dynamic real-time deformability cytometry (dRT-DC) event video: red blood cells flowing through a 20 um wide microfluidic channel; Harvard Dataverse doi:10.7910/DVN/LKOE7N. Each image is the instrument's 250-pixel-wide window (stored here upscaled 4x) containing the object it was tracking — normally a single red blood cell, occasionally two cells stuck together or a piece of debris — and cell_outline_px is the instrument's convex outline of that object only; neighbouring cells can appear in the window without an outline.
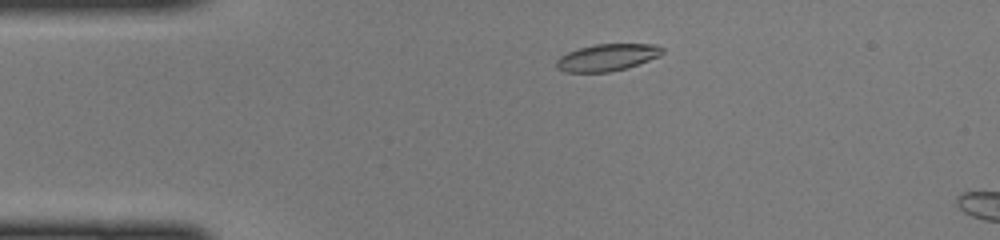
{"species": "common noctule bat (a hibernating species)", "species_latin": "Nyctalus noctula", "temperature_condition": "cold", "stored_images_in_passage": 8, "camera_frame_rate_fps": 3000, "um_per_image_px": 0.085, "animal": {"sex": "female", "body_mass_g": 22.0, "forearm_length_mm": 56.7}, "frame": {"image": 1, "passage_image": 5, "time_ms": 1.333, "image_size_px": [1000, 240], "cell_outline_px": [[664, 52], [660, 56], [624, 68], [608, 72], [564, 72], [556, 68], [556, 60], [560, 56], [568, 52], [580, 48], [596, 44], [656, 44], [664, 48]], "centroid_in_image_um": [51.6, 4.87], "position_along_channel_um": 33.4, "area_um2": 16.53}}